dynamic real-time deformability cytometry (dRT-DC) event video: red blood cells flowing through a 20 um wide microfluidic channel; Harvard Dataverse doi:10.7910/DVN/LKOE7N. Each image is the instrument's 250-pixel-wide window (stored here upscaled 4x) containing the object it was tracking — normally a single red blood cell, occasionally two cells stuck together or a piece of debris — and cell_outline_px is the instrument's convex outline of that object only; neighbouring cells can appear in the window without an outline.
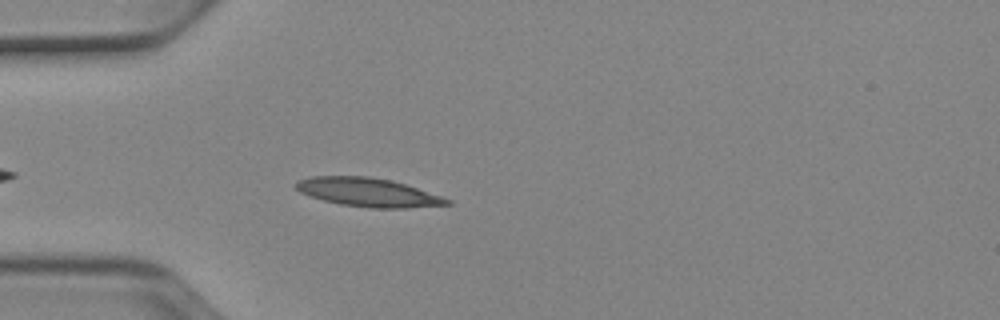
{"species": "Egyptian fruit bat (a non-hibernating species)", "species_latin": "Rousettus aegyptiacus", "temperature_condition": "cold", "stored_images_in_passage": 42, "camera_frame_rate_fps": 3000, "um_per_image_px": 0.085, "animal": {"sex": "female"}, "frame": {"image": 1, "passage_image": 5, "time_ms": 1.333, "image_size_px": [1000, 320], "cell_outline_px": [[452, 204], [408, 208], [372, 208], [340, 204], [308, 196], [300, 192], [292, 184], [296, 180], [312, 176], [368, 176], [392, 180], [452, 200]], "centroid_in_image_um": [31.23, 16.34], "position_along_channel_um": 53.8, "area_um2": 25.26}}
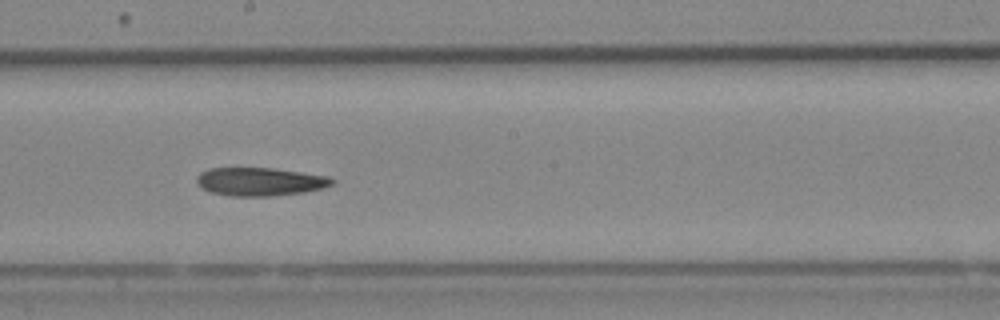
{"frame": {"image": 2, "passage_image": 19, "time_ms": 6.0, "image_size_px": [1000, 320], "cell_outline_px": [[336, 180], [332, 184], [324, 188], [304, 192], [268, 196], [232, 196], [212, 192], [200, 188], [196, 184], [196, 176], [200, 172], [208, 168], [272, 168], [328, 176]], "centroid_in_image_um": [22.06, 15.44], "position_along_channel_um": 226.1, "area_um2": 22.37}}
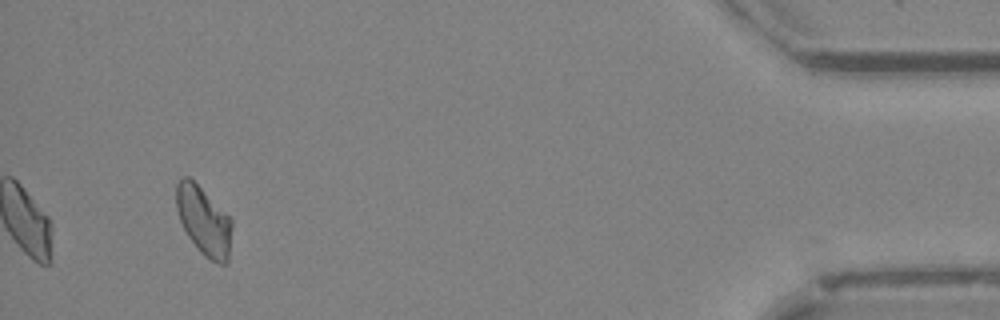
{"frame": {"image": 3, "passage_image": 39, "time_ms": 12.667, "image_size_px": [1000, 320], "cell_outline_px": [[232, 228], [228, 264], [220, 264], [204, 256], [200, 252], [188, 236], [180, 220], [176, 208], [176, 184], [180, 176], [188, 176], [232, 220]], "centroid_in_image_um": [17.31, 18.79], "position_along_channel_um": 417.9, "area_um2": 21.96}}